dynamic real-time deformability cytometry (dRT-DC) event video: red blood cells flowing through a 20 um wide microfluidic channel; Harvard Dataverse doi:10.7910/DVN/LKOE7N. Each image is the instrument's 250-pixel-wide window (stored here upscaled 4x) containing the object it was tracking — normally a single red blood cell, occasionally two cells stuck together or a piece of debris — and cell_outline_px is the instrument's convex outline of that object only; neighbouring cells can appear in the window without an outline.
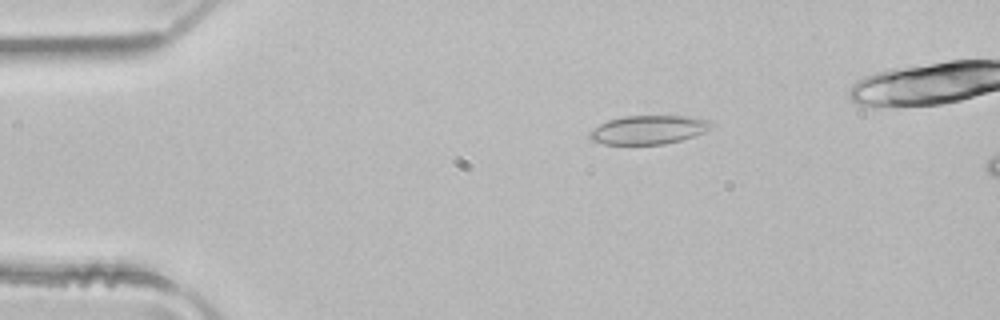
{"species": "common noctule bat (a hibernating species)", "species_latin": "Nyctalus noctula", "temperature_condition": "room temperature", "stored_images_in_passage": 4, "camera_frame_rate_fps": 3000, "um_per_image_px": 0.085, "animal": {"sex": "male", "body_mass_g": 21.5, "forearm_length_mm": 52.0}, "frame": {"image": 1, "passage_image": 2, "time_ms": 0.333, "image_size_px": [1000, 320], "cell_outline_px": [[712, 128], [704, 132], [680, 140], [664, 144], [604, 144], [592, 140], [588, 136], [588, 132], [592, 128], [608, 120], [624, 116], [688, 116], [712, 120]], "centroid_in_image_um": [55.11, 11.02], "position_along_channel_um": 29.9, "area_um2": 20.4}}